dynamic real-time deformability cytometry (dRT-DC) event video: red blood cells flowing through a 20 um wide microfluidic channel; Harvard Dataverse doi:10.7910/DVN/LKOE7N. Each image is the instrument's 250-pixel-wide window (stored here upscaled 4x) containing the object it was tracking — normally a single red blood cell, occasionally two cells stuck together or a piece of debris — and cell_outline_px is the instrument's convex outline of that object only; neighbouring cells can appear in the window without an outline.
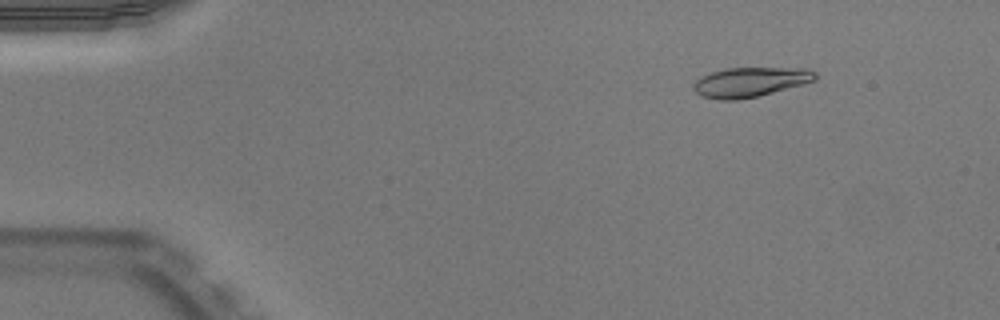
{"species": "Egyptian fruit bat (a non-hibernating species)", "species_latin": "Rousettus aegyptiacus", "temperature_condition": "warm", "stored_images_in_passage": 52, "camera_frame_rate_fps": 3000, "um_per_image_px": 0.085, "animal": {"sex": "male"}, "frame": {"image": 1, "passage_image": 7, "time_ms": 2.0, "image_size_px": [1000, 320], "cell_outline_px": [[816, 80], [804, 84], [756, 96], [736, 100], [720, 100], [700, 96], [692, 88], [692, 84], [696, 80], [712, 72], [724, 68], [808, 68], [816, 72]], "centroid_in_image_um": [63.76, 6.97], "position_along_channel_um": 21.2, "area_um2": 20.98}}
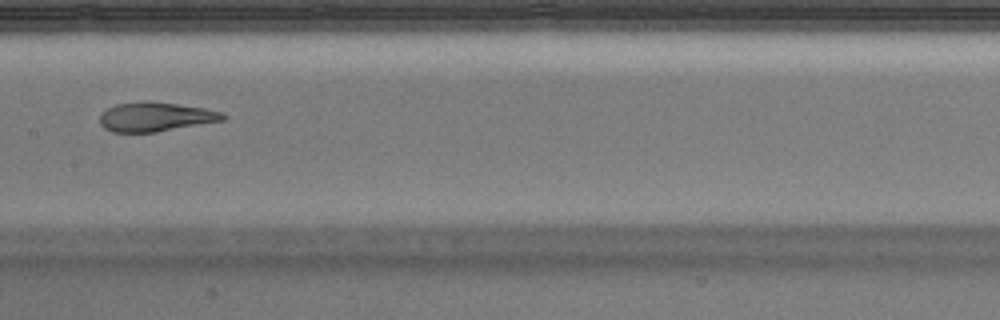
{"frame": {"image": 2, "passage_image": 27, "time_ms": 8.667, "image_size_px": [1000, 320], "cell_outline_px": [[228, 116], [224, 120], [156, 132], [112, 132], [104, 128], [100, 124], [100, 112], [116, 104], [140, 100], [148, 100], [204, 108], [224, 112]], "centroid_in_image_um": [13.2, 9.92], "position_along_channel_um": 194.2, "area_um2": 21.21}}
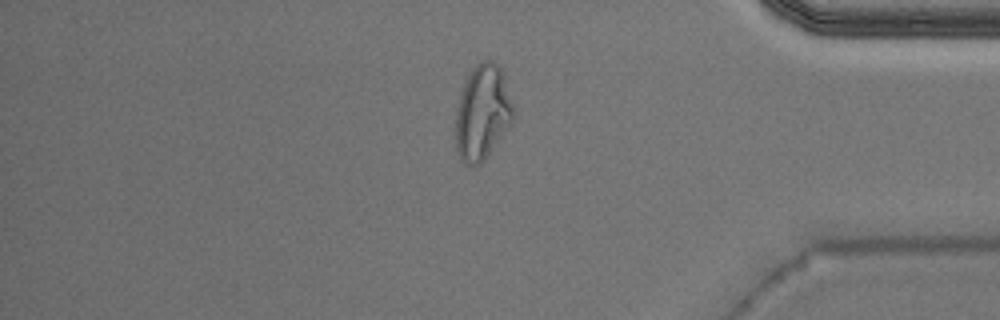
{"frame": {"image": 3, "passage_image": 44, "time_ms": 14.333, "image_size_px": [1000, 320], "cell_outline_px": [[516, 116], [484, 160], [476, 168], [464, 164], [460, 160], [456, 148], [456, 108], [464, 84], [472, 68], [480, 60], [492, 60], [500, 68]], "centroid_in_image_um": [40.99, 9.6], "position_along_channel_um": 394.2, "area_um2": 31.73}, "authors_computed_cell_mechanics": {"area_um2": 21.7328, "velocity_mm_per_s": 3.9505, "shape_relaxation_time_tau1_ms": null, "shape_relaxation_time_tau2_ms": 1.3395, "deformation_change_tau1": null, "deformation_change_tau2": 0.0865}}